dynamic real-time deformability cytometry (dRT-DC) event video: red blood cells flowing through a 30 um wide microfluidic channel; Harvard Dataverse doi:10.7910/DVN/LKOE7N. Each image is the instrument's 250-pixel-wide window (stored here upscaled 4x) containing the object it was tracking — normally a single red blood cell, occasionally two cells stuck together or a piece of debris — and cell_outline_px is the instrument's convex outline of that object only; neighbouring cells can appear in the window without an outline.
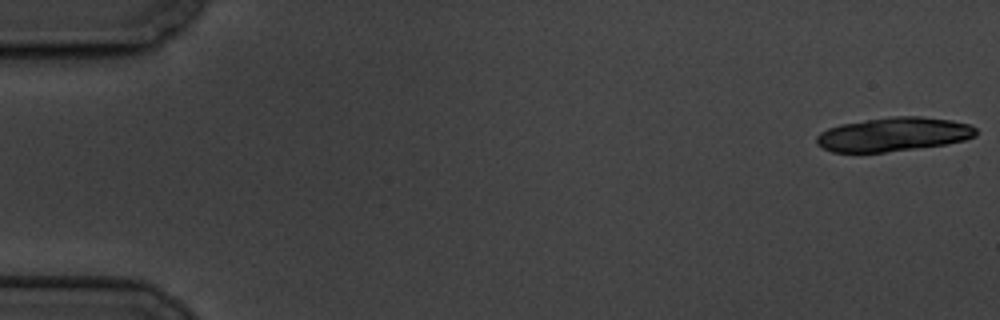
{"species": "common noctule bat (a hibernating species)", "species_latin": "Nyctalus noctula", "temperature_condition": "cold", "stored_images_in_passage": 7, "camera_frame_rate_fps": 3000, "um_per_image_px": 0.085, "animal": {"sex": "male", "body_mass_g": 19.5, "forearm_length_mm": 54.6}, "frame": {"image": 1, "passage_image": 1, "time_ms": 0.0, "image_size_px": [1000, 320], "cell_outline_px": [[976, 136], [964, 140], [944, 144], [916, 148], [884, 152], [832, 152], [816, 144], [816, 136], [820, 132], [828, 128], [840, 124], [892, 116], [920, 116], [952, 120], [968, 124], [976, 128]], "centroid_in_image_um": [75.93, 11.41], "position_along_channel_um": 9.1, "area_um2": 31.39}}